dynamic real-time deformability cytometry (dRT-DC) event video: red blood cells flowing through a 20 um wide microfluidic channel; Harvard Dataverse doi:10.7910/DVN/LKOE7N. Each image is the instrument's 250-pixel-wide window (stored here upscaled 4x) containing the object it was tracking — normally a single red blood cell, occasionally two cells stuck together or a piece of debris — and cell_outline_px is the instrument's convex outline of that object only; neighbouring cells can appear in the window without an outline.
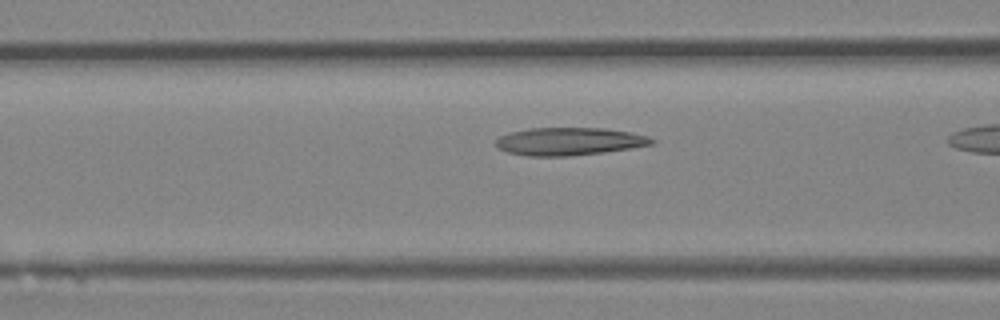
{"species": "Egyptian fruit bat (a non-hibernating species)", "species_latin": "Rousettus aegyptiacus", "temperature_condition": "room temperature", "stored_images_in_passage": 16, "camera_frame_rate_fps": 3000, "um_per_image_px": 0.085, "animal": {"sex": "female"}, "frame": {"image": 1, "passage_image": 14, "time_ms": 4.333, "image_size_px": [1000, 320], "cell_outline_px": [[656, 140], [652, 144], [632, 148], [604, 152], [568, 156], [528, 156], [508, 152], [496, 148], [496, 140], [500, 136], [508, 132], [528, 128], [604, 128], [632, 132], [648, 136]], "centroid_in_image_um": [48.37, 12.01], "position_along_channel_um": 118.2, "area_um2": 25.37}}